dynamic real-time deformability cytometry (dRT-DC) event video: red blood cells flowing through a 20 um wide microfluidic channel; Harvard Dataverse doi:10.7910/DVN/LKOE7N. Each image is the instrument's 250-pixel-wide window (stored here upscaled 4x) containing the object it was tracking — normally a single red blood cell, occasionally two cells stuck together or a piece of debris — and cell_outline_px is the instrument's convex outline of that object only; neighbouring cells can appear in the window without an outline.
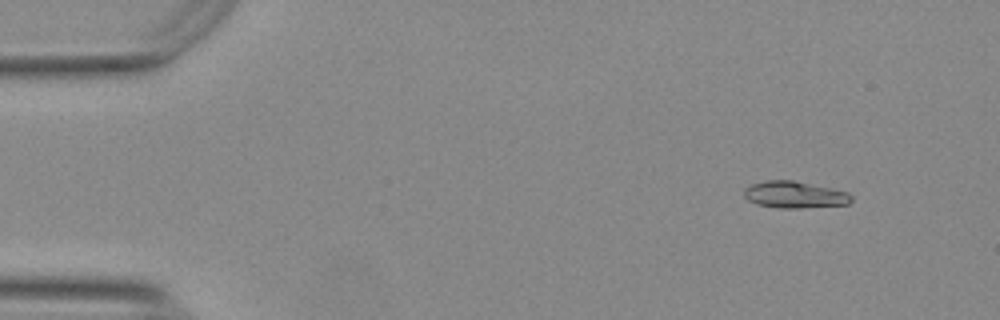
{"species": "Egyptian fruit bat (a non-hibernating species)", "species_latin": "Rousettus aegyptiacus", "temperature_condition": "warm", "stored_images_in_passage": 55, "camera_frame_rate_fps": 3000, "um_per_image_px": 0.085, "animal": {"sex": "female"}, "frame": {"image": 1, "passage_image": 6, "time_ms": 1.667, "image_size_px": [1000, 320], "cell_outline_px": [[852, 200], [848, 204], [800, 208], [780, 208], [756, 204], [748, 200], [744, 196], [744, 188], [752, 184], [764, 180], [792, 180], [832, 188], [848, 192], [852, 196]], "centroid_in_image_um": [67.53, 16.54], "position_along_channel_um": 17.5, "area_um2": 16.76}}
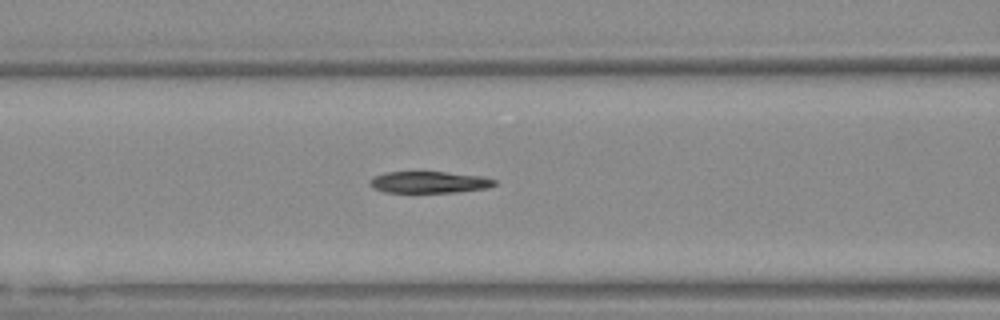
{"frame": {"image": 2, "passage_image": 23, "time_ms": 7.333, "image_size_px": [1000, 320], "cell_outline_px": [[496, 184], [488, 188], [456, 192], [384, 192], [372, 188], [368, 184], [368, 180], [384, 172], [444, 172], [484, 176], [496, 180]], "centroid_in_image_um": [36.47, 15.49], "position_along_channel_um": 130.1, "area_um2": 15.78}}
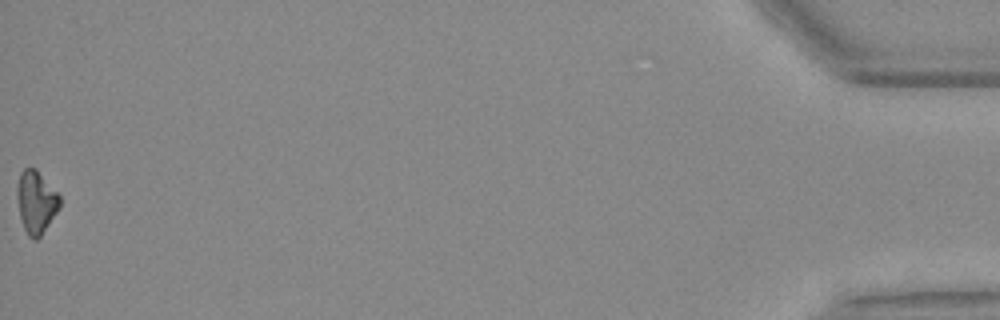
{"frame": {"image": 3, "passage_image": 55, "time_ms": 18.0, "image_size_px": [1000, 320], "cell_outline_px": [[60, 208], [40, 236], [36, 240], [32, 240], [28, 236], [24, 228], [20, 216], [16, 196], [16, 188], [20, 172], [24, 168], [36, 168], [60, 196]], "centroid_in_image_um": [3.05, 17.17], "position_along_channel_um": 432.1, "area_um2": 15.61}}